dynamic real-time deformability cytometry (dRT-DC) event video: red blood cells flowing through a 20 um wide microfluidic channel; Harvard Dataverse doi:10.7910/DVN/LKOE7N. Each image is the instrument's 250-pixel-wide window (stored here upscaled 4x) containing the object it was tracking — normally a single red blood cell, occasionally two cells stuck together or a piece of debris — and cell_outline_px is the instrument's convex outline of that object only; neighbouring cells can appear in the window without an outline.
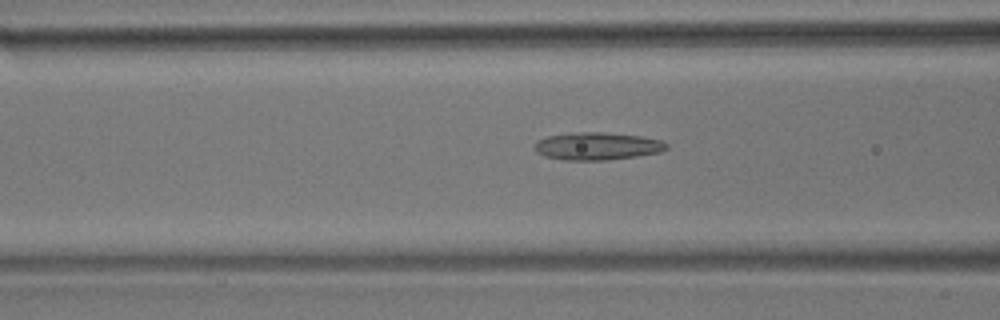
{"species": "common noctule bat (a hibernating species)", "species_latin": "Nyctalus noctula", "temperature_condition": "room temperature", "stored_images_in_passage": 43, "camera_frame_rate_fps": 3000, "um_per_image_px": 0.085, "animal": {"sex": "male", "body_mass_g": 17.9}, "frame": {"image": 1, "passage_image": 21, "time_ms": 6.667, "image_size_px": [1000, 320], "cell_outline_px": [[668, 148], [660, 152], [636, 156], [608, 160], [564, 160], [544, 156], [536, 152], [532, 148], [536, 140], [548, 136], [572, 132], [604, 132], [640, 136], [660, 140], [668, 144]], "centroid_in_image_um": [50.71, 12.42], "position_along_channel_um": 115.9, "area_um2": 21.39}}
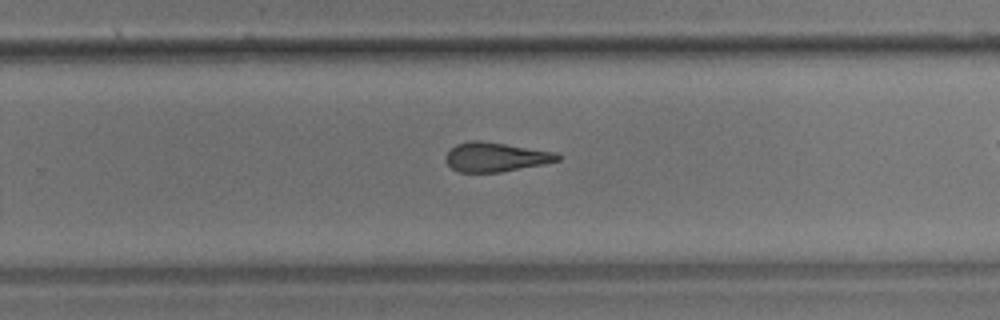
{"frame": {"image": 2, "passage_image": 35, "time_ms": 11.333, "image_size_px": [1000, 320], "cell_outline_px": [[560, 160], [544, 164], [500, 172], [460, 172], [452, 168], [448, 164], [444, 156], [456, 144], [472, 140], [480, 140], [556, 152], [560, 156]], "centroid_in_image_um": [42.13, 13.34], "position_along_channel_um": 287.7, "area_um2": 18.96}}
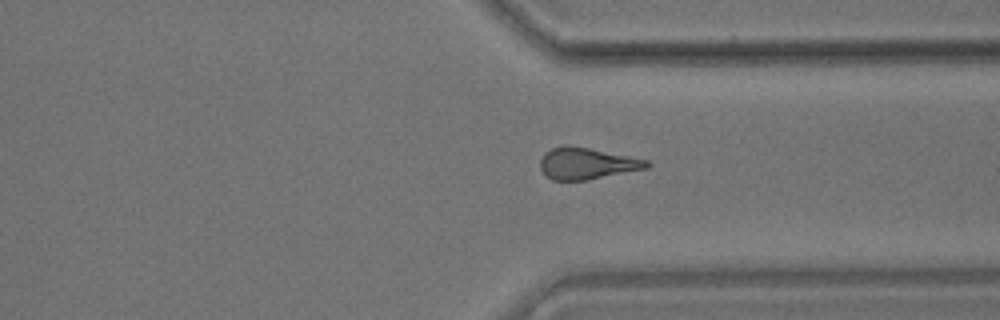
{"frame": {"image": 3, "passage_image": 41, "time_ms": 13.333, "image_size_px": [1000, 320], "cell_outline_px": [[652, 164], [648, 168], [588, 180], [552, 180], [544, 176], [540, 168], [540, 160], [544, 152], [552, 148], [564, 144], [568, 144], [632, 156], [648, 160]], "centroid_in_image_um": [49.87, 13.89], "position_along_channel_um": 361.5, "area_um2": 20.0}}